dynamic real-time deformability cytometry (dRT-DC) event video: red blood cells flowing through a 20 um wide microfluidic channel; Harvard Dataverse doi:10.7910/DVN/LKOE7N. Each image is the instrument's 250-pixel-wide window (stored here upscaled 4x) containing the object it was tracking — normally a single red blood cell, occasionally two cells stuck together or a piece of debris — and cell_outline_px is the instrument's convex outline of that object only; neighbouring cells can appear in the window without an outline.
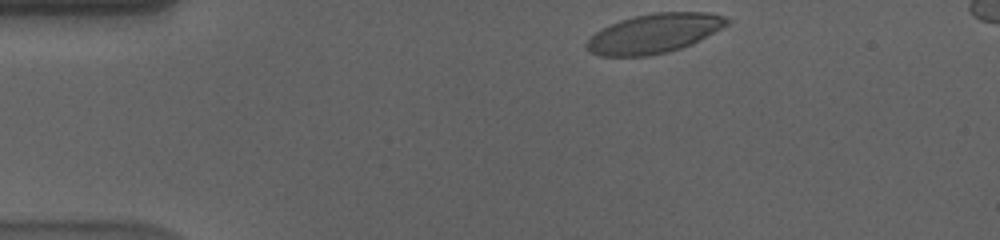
{"species": "human", "species_latin": "Homo sapiens", "temperature_condition": "cold", "stored_images_in_passage": 41, "camera_frame_rate_fps": 3000, "um_per_image_px": 0.085, "donor": {"sex": "male"}, "frame": {"image": 1, "passage_image": 1, "time_ms": 0.0, "image_size_px": [1000, 240], "cell_outline_px": [[732, 24], [692, 44], [668, 52], [648, 56], [600, 56], [584, 48], [584, 44], [588, 36], [620, 20], [636, 16], [656, 12], [712, 12], [724, 16], [732, 20]], "centroid_in_image_um": [55.65, 2.84], "position_along_channel_um": 29.3, "area_um2": 32.54}}
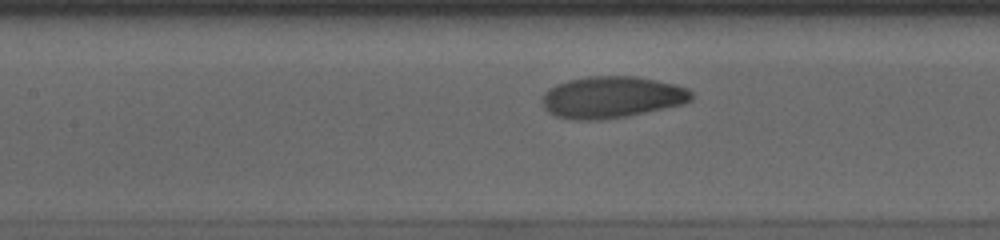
{"frame": {"image": 2, "passage_image": 17, "time_ms": 5.333, "image_size_px": [1000, 240], "cell_outline_px": [[692, 100], [684, 104], [628, 116], [600, 120], [576, 120], [556, 116], [548, 112], [544, 108], [540, 100], [544, 92], [548, 88], [556, 84], [568, 80], [588, 76], [636, 76], [676, 84], [688, 88], [692, 92]], "centroid_in_image_um": [51.99, 8.26], "position_along_channel_um": 155.4, "area_um2": 36.65}}
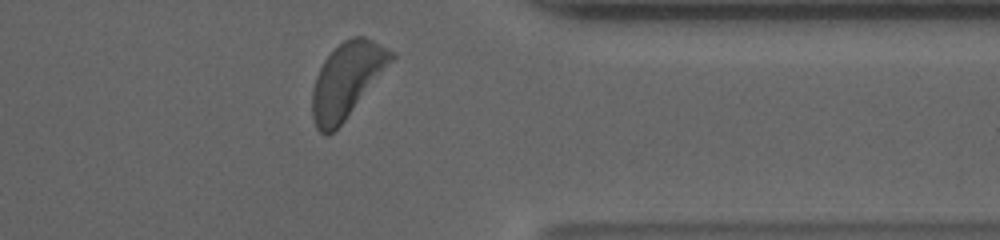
{"frame": {"image": 3, "passage_image": 37, "time_ms": 12.0, "image_size_px": [1000, 240], "cell_outline_px": [[396, 56], [344, 120], [328, 136], [324, 136], [316, 128], [312, 116], [312, 92], [316, 76], [324, 60], [344, 40], [352, 36], [364, 36], [396, 52]], "centroid_in_image_um": [29.47, 6.8], "position_along_channel_um": 381.9, "area_um2": 33.87}, "authors_computed_cell_mechanics": {"area_um2": 34.7956, "velocity_mm_per_s": 3.542, "shape_relaxation_time_tau1_ms": 3.3849, "shape_relaxation_time_tau2_ms": 4.8298, "deformation_change_tau1": 0.1544, "deformation_change_tau2": 0.0867}}